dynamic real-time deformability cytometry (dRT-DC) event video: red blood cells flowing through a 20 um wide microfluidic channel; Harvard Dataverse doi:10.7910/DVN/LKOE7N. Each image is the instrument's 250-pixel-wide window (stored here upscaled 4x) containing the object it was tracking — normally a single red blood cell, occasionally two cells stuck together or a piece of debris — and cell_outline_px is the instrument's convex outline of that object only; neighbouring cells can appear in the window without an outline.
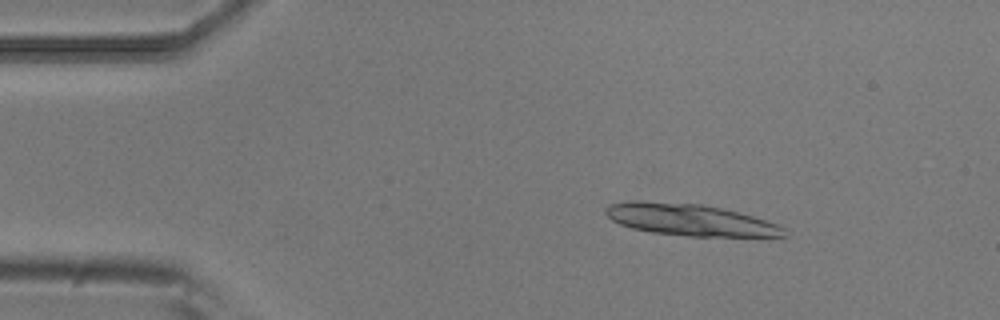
{"species": "common noctule bat (a hibernating species)", "species_latin": "Nyctalus noctula", "temperature_condition": "room temperature", "stored_images_in_passage": 3, "camera_frame_rate_fps": 3000, "um_per_image_px": 0.085, "animal": {"sex": "male", "body_mass_g": 20.5, "forearm_length_mm": 52.5}, "frame": {"image": 1, "passage_image": 1, "time_ms": 0.0, "image_size_px": [1000, 320], "cell_outline_px": [[788, 236], [688, 236], [652, 232], [632, 228], [620, 224], [612, 220], [604, 212], [604, 208], [608, 204], [632, 200], [640, 200], [700, 204], [720, 208], [752, 216], [776, 224], [784, 228]], "centroid_in_image_um": [58.57, 18.67], "position_along_channel_um": 26.4, "area_um2": 32.71}}